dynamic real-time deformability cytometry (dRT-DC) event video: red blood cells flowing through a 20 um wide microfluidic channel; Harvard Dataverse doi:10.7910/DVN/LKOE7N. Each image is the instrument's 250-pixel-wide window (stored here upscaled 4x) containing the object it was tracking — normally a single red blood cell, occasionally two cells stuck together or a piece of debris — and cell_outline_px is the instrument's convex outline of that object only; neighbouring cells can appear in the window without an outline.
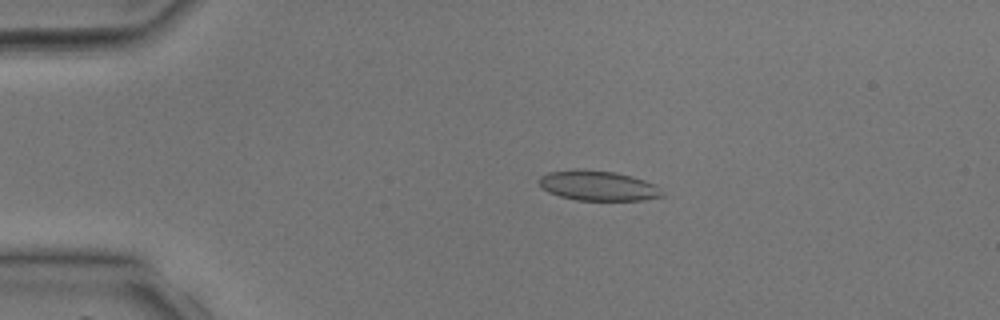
{"species": "common noctule bat (a hibernating species)", "species_latin": "Nyctalus noctula", "temperature_condition": "room temperature", "stored_images_in_passage": 11, "camera_frame_rate_fps": 3000, "um_per_image_px": 0.085, "animal": {"sex": "male", "body_mass_g": 17.9, "forearm_length_mm": 54.2}, "frame": {"image": 1, "passage_image": 4, "time_ms": 1.0, "image_size_px": [1000, 320], "cell_outline_px": [[664, 196], [644, 200], [576, 200], [560, 196], [548, 192], [536, 180], [540, 176], [548, 172], [572, 168], [616, 172], [632, 176], [644, 180], [652, 184], [664, 192]], "centroid_in_image_um": [50.8, 15.77], "position_along_channel_um": 34.2, "area_um2": 21.62}}